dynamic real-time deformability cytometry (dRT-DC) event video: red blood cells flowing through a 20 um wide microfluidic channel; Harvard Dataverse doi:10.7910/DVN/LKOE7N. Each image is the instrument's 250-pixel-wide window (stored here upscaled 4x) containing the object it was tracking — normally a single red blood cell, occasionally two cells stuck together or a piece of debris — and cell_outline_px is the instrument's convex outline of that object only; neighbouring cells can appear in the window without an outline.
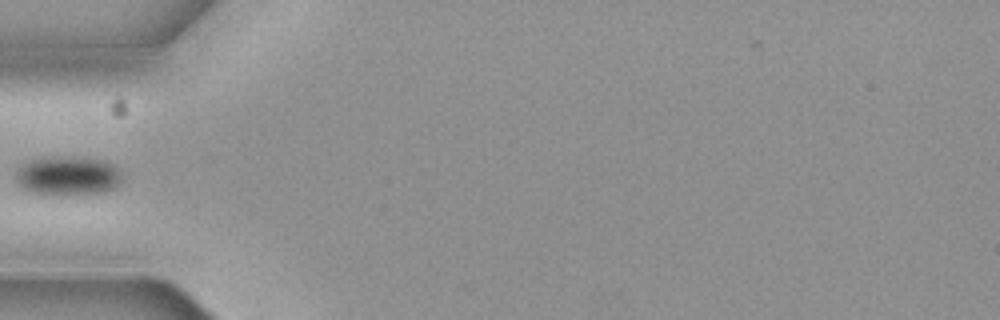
{"species": "common noctule bat (a hibernating species)", "species_latin": "Nyctalus noctula", "temperature_condition": "cold", "stored_images_in_passage": 6, "camera_frame_rate_fps": 3000, "um_per_image_px": 0.085, "animal": {"sex": "female", "body_mass_g": 19.3, "forearm_length_mm": 54.1}, "frame": {"image": 1, "passage_image": 5, "time_ms": 1.333, "image_size_px": [1000, 320], "cell_outline_px": [[124, 180], [116, 188], [104, 192], [64, 196], [52, 196], [28, 192], [16, 180], [16, 172], [28, 160], [40, 156], [64, 156], [104, 160], [120, 168], [124, 176]], "centroid_in_image_um": [5.81, 14.95], "position_along_channel_um": 79.2, "area_um2": 25.2}}
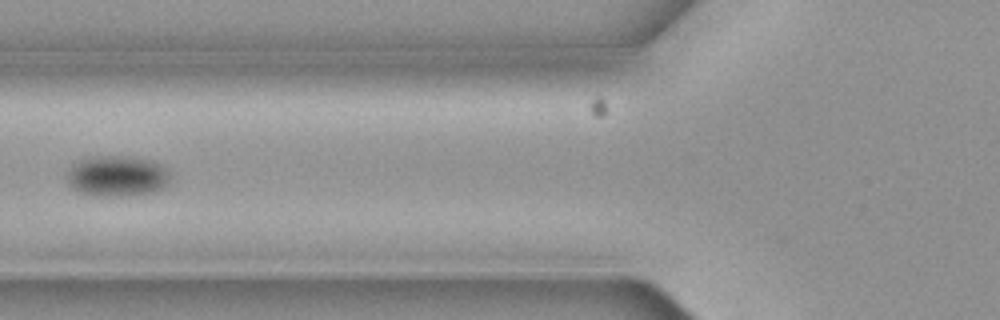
{"frame": {"image": 2, "passage_image": 6, "time_ms": 1.667, "image_size_px": [1000, 320], "cell_outline_px": [[172, 176], [168, 184], [164, 188], [156, 192], [136, 196], [92, 196], [80, 192], [72, 188], [68, 184], [68, 168], [72, 164], [88, 156], [124, 156], [152, 160], [160, 164]], "centroid_in_image_um": [9.97, 14.98], "position_along_channel_um": 115.8, "area_um2": 25.14}}